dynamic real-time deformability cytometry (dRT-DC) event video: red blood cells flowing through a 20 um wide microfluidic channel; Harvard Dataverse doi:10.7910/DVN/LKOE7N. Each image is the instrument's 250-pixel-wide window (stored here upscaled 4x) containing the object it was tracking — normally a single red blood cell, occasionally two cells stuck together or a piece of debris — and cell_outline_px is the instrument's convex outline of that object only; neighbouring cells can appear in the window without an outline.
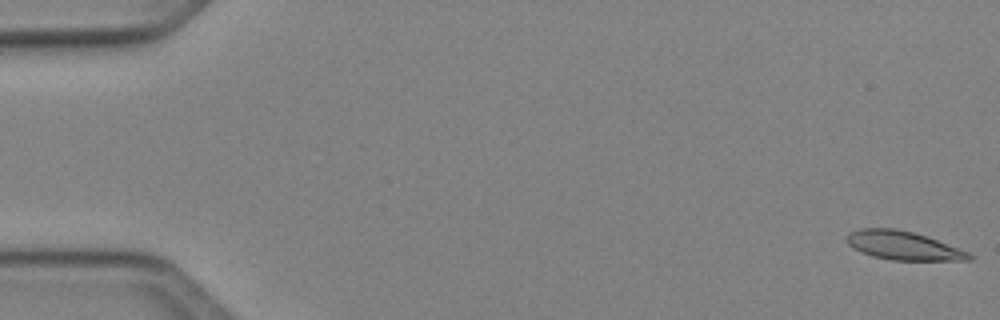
{"species": "Egyptian fruit bat (a non-hibernating species)", "species_latin": "Rousettus aegyptiacus", "temperature_condition": "cold", "stored_images_in_passage": 50, "camera_frame_rate_fps": 3000, "um_per_image_px": 0.085, "animal": {"sex": "female"}, "frame": {"image": 1, "passage_image": 1, "time_ms": 0.0, "image_size_px": [1000, 320], "cell_outline_px": [[972, 260], [892, 260], [872, 256], [860, 252], [852, 248], [844, 240], [848, 232], [860, 228], [892, 228], [912, 232], [928, 236], [968, 252], [972, 256]], "centroid_in_image_um": [76.71, 20.86], "position_along_channel_um": 8.3, "area_um2": 20.52}}
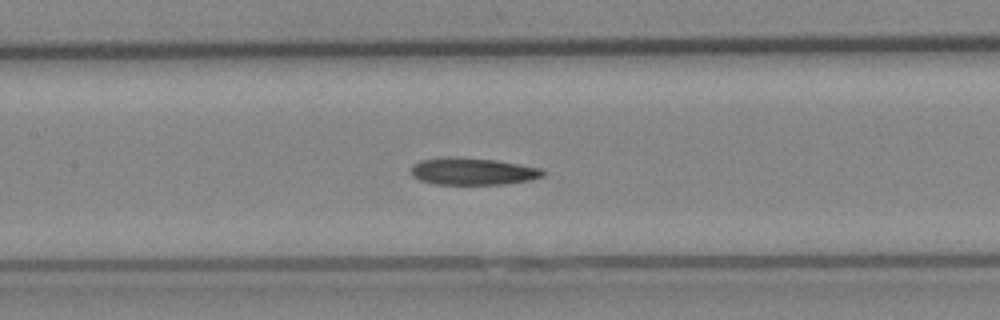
{"frame": {"image": 2, "passage_image": 24, "time_ms": 7.667, "image_size_px": [1000, 320], "cell_outline_px": [[548, 172], [544, 176], [532, 180], [504, 184], [436, 184], [420, 180], [412, 176], [412, 164], [420, 160], [448, 156], [452, 156], [496, 160], [540, 168]], "centroid_in_image_um": [40.2, 14.56], "position_along_channel_um": 167.2, "area_um2": 20.98}}
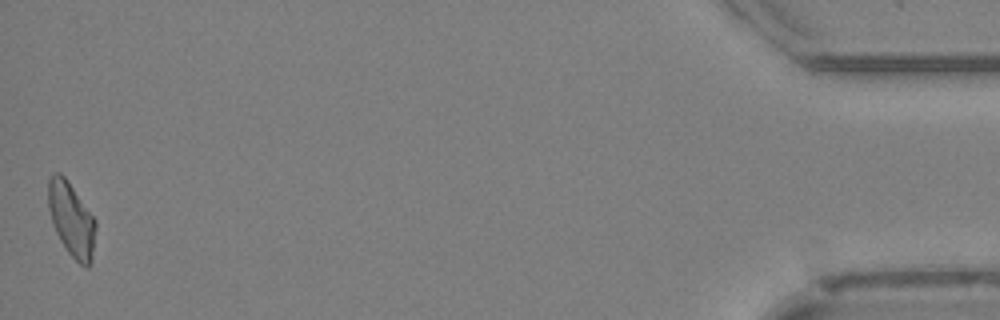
{"frame": {"image": 3, "passage_image": 50, "time_ms": 16.333, "image_size_px": [1000, 320], "cell_outline_px": [[96, 228], [92, 264], [88, 268], [84, 268], [68, 252], [60, 240], [56, 232], [48, 208], [48, 180], [52, 172], [60, 172], [68, 180], [96, 220]], "centroid_in_image_um": [6.09, 18.66], "position_along_channel_um": 429.1, "area_um2": 20.69}, "authors_computed_cell_mechanics": {"area_um2": 20.6346, "velocity_mm_per_s": 4.0901, "shape_relaxation_time_tau1_ms": null, "shape_relaxation_time_tau2_ms": 3.9131, "deformation_change_tau1": null, "deformation_change_tau2": 0.1286}}